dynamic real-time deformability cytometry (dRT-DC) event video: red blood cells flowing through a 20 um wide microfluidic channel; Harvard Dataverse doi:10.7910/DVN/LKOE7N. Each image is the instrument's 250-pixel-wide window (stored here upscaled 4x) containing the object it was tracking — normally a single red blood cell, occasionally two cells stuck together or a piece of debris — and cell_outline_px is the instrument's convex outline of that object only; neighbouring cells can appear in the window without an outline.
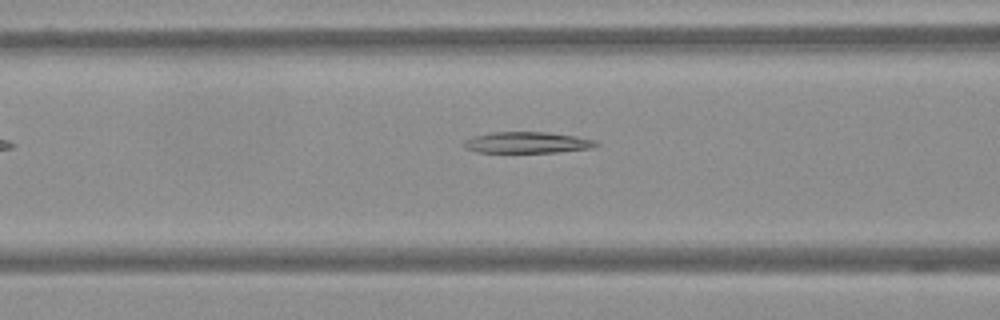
{"species": "Egyptian fruit bat (a non-hibernating species)", "species_latin": "Rousettus aegyptiacus", "temperature_condition": "warm", "stored_images_in_passage": 12, "camera_frame_rate_fps": 3000, "um_per_image_px": 0.085, "frame": {"image": 1, "passage_image": 7, "time_ms": 2.0, "image_size_px": [1000, 320], "cell_outline_px": [[600, 144], [592, 148], [556, 152], [476, 152], [464, 148], [464, 140], [472, 136], [492, 132], [548, 132], [576, 136], [596, 140]], "centroid_in_image_um": [44.81, 12.11], "position_along_channel_um": 121.8, "area_um2": 16.42}}
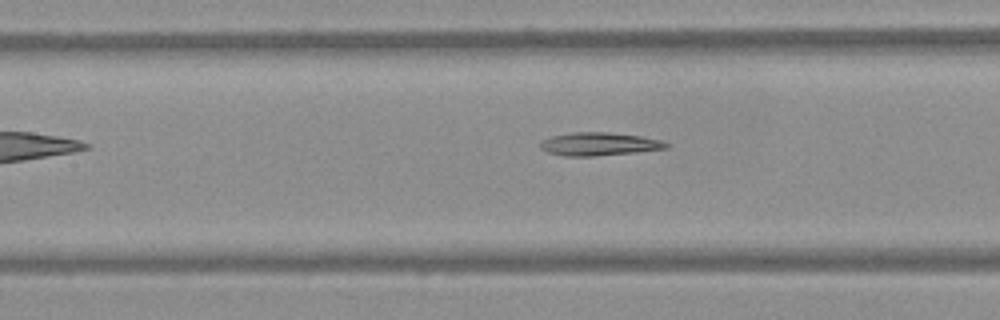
{"frame": {"image": 2, "passage_image": 10, "time_ms": 3.0, "image_size_px": [1000, 320], "cell_outline_px": [[668, 148], [636, 152], [596, 156], [564, 156], [548, 152], [540, 148], [540, 140], [552, 136], [572, 132], [608, 132], [640, 136], [660, 140], [668, 144]], "centroid_in_image_um": [50.88, 12.24], "position_along_channel_um": 156.5, "area_um2": 16.94}}